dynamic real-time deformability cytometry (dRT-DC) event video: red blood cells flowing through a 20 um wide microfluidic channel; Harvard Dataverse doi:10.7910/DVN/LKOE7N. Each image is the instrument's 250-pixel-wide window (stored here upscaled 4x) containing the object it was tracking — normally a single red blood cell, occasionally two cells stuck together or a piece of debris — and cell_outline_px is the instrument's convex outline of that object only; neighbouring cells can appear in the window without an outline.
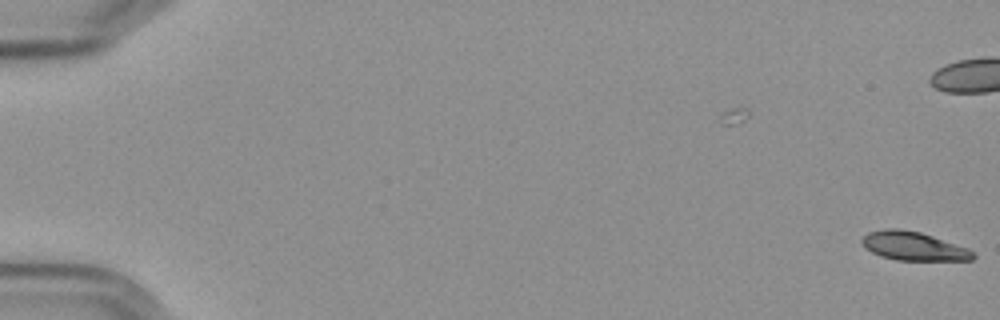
{"species": "Egyptian fruit bat (a non-hibernating species)", "species_latin": "Rousettus aegyptiacus", "temperature_condition": "cold", "stored_images_in_passage": 6, "camera_frame_rate_fps": 3000, "um_per_image_px": 0.085, "frame": {"image": 1, "passage_image": 6, "time_ms": 1.667, "image_size_px": [1000, 320], "cell_outline_px": [[976, 256], [972, 260], [896, 260], [880, 256], [872, 252], [860, 244], [860, 240], [868, 232], [884, 228], [900, 228], [920, 232], [968, 248]], "centroid_in_image_um": [77.6, 20.91], "position_along_channel_um": 7.4, "area_um2": 18.61}}